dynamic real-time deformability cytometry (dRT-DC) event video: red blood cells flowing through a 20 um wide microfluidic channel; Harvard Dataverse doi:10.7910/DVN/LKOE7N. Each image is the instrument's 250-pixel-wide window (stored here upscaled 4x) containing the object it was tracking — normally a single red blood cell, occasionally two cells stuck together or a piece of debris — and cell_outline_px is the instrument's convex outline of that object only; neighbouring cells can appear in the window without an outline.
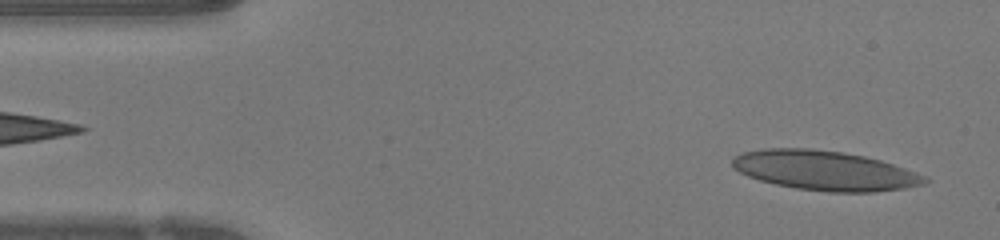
{"species": "human", "species_latin": "Homo sapiens", "temperature_condition": "warm", "stored_images_in_passage": 45, "camera_frame_rate_fps": 3000, "um_per_image_px": 0.085, "donor": {"sex": "female"}, "frame": {"image": 1, "passage_image": 1, "time_ms": 0.0, "image_size_px": [1000, 240], "cell_outline_px": [[932, 180], [924, 184], [904, 188], [876, 192], [828, 192], [796, 188], [776, 184], [760, 180], [748, 176], [732, 168], [732, 160], [740, 152], [764, 148], [812, 148], [844, 152], [864, 156], [880, 160], [916, 172]], "centroid_in_image_um": [70.09, 14.49], "position_along_channel_um": 14.9, "area_um2": 44.51}}
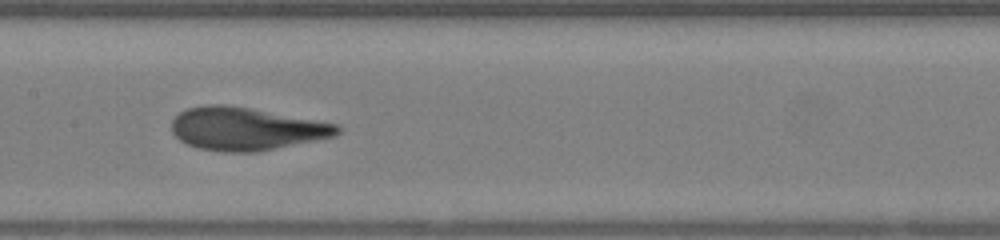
{"frame": {"image": 2, "passage_image": 20, "time_ms": 6.333, "image_size_px": [1000, 240], "cell_outline_px": [[340, 132], [336, 136], [256, 152], [224, 152], [200, 148], [188, 144], [180, 140], [172, 132], [172, 120], [180, 112], [188, 108], [204, 104], [224, 104], [248, 108], [340, 124]], "centroid_in_image_um": [20.92, 10.94], "position_along_channel_um": 186.5, "area_um2": 41.15}}
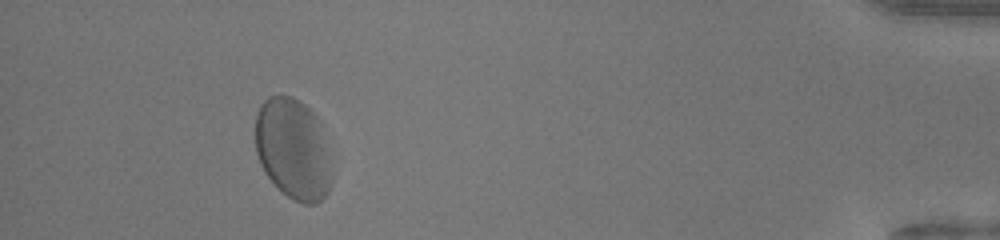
{"frame": {"image": 3, "passage_image": 41, "time_ms": 13.333, "image_size_px": [1000, 240], "cell_outline_px": [[332, 184], [328, 192], [316, 204], [304, 204], [288, 196], [264, 172], [260, 164], [256, 152], [256, 112], [260, 104], [268, 96], [292, 96], [300, 100], [316, 116], [320, 124], [328, 156], [332, 180]], "centroid_in_image_um": [24.89, 12.65], "position_along_channel_um": 410.3, "area_um2": 44.62}, "authors_computed_cell_mechanics": {"area_um2": 42.7142, "velocity_mm_per_s": 4.172, "shape_relaxation_time_tau1_ms": 4.4416, "shape_relaxation_time_tau2_ms": 0.9127, "deformation_change_tau1": 0.1658, "deformation_change_tau2": 0.0718}}